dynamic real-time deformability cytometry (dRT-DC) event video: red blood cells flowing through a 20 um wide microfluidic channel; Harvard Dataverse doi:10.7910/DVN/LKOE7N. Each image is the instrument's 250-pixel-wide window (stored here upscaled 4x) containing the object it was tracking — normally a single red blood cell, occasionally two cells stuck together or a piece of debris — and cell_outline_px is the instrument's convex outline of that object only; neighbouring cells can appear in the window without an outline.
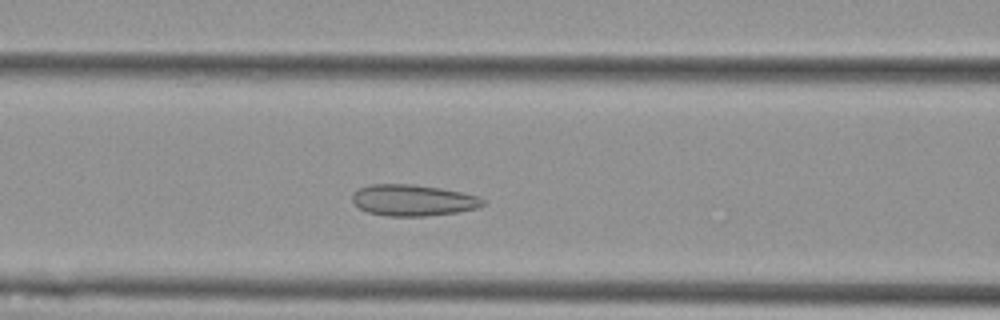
{"species": "Egyptian fruit bat (a non-hibernating species)", "species_latin": "Rousettus aegyptiacus", "temperature_condition": "cold", "stored_images_in_passage": 46, "camera_frame_rate_fps": 3000, "um_per_image_px": 0.085, "animal": {"sex": "female"}, "frame": {"image": 1, "passage_image": 14, "time_ms": 4.333, "image_size_px": [1000, 320], "cell_outline_px": [[488, 200], [480, 208], [456, 212], [424, 216], [388, 216], [368, 212], [352, 204], [352, 192], [360, 188], [372, 184], [412, 184], [440, 188], [480, 196]], "centroid_in_image_um": [35.12, 17.02], "position_along_channel_um": 131.5, "area_um2": 23.99}}
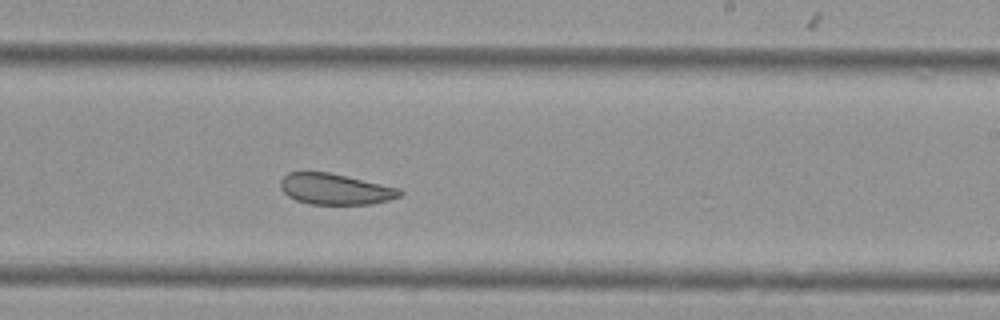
{"frame": {"image": 2, "passage_image": 25, "time_ms": 8.0, "image_size_px": [1000, 320], "cell_outline_px": [[404, 192], [400, 196], [388, 200], [372, 204], [312, 204], [296, 200], [288, 196], [280, 188], [280, 180], [288, 172], [328, 172], [400, 188]], "centroid_in_image_um": [28.49, 16.07], "position_along_channel_um": 260.5, "area_um2": 21.44}}
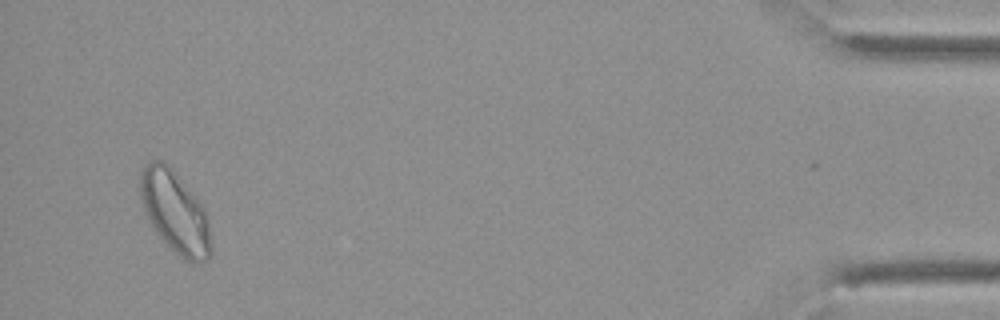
{"frame": {"image": 3, "passage_image": 45, "time_ms": 14.667, "image_size_px": [1000, 320], "cell_outline_px": [[212, 256], [208, 260], [196, 264], [192, 264], [180, 256], [156, 232], [148, 220], [144, 212], [140, 196], [140, 168], [144, 164], [152, 160], [164, 160], [172, 168], [204, 208], [208, 216], [212, 240]], "centroid_in_image_um": [14.89, 18.03], "position_along_channel_um": 420.3, "area_um2": 34.16}}